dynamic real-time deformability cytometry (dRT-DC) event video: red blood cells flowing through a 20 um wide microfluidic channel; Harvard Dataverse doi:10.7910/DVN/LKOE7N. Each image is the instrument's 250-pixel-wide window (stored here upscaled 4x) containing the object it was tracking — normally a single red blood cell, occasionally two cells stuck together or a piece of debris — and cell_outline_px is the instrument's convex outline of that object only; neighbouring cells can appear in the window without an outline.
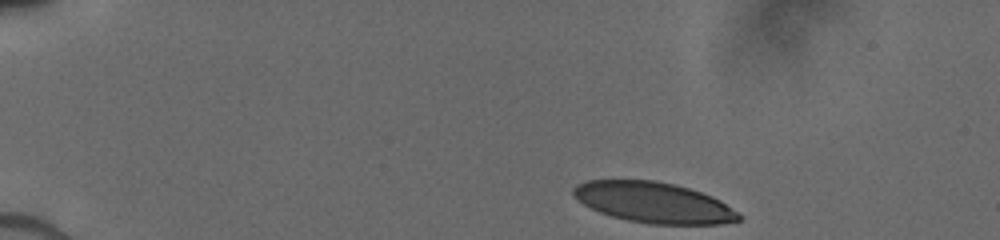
{"species": "human", "species_latin": "Homo sapiens", "temperature_condition": "cold", "stored_images_in_passage": 60, "camera_frame_rate_fps": 3000, "um_per_image_px": 0.085, "donor": {"sex": "male"}, "frame": {"image": 1, "passage_image": 1, "time_ms": 0.0, "image_size_px": [1000, 240], "cell_outline_px": [[744, 216], [740, 220], [720, 224], [648, 224], [628, 220], [612, 216], [600, 212], [584, 204], [572, 192], [572, 188], [576, 184], [588, 180], [656, 180], [676, 184], [712, 196], [720, 200], [740, 212]], "centroid_in_image_um": [55.61, 17.21], "position_along_channel_um": 29.4, "area_um2": 39.25}}
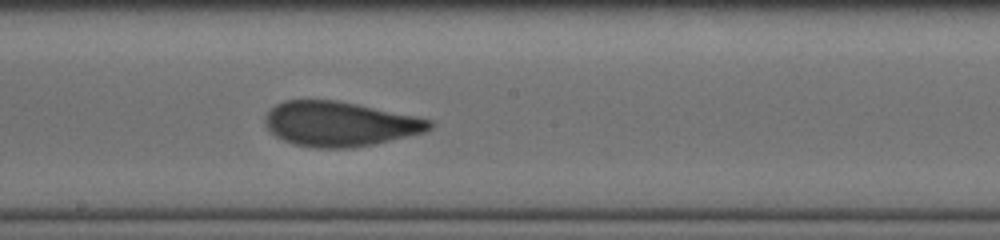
{"frame": {"image": 2, "passage_image": 38, "time_ms": 7.0, "image_size_px": [1000, 240], "cell_outline_px": [[436, 124], [432, 128], [424, 132], [408, 136], [372, 144], [352, 148], [316, 148], [292, 144], [276, 136], [264, 124], [264, 116], [276, 104], [284, 100], [336, 100], [436, 120]], "centroid_in_image_um": [28.89, 10.53], "position_along_channel_um": 219.3, "area_um2": 42.95}}
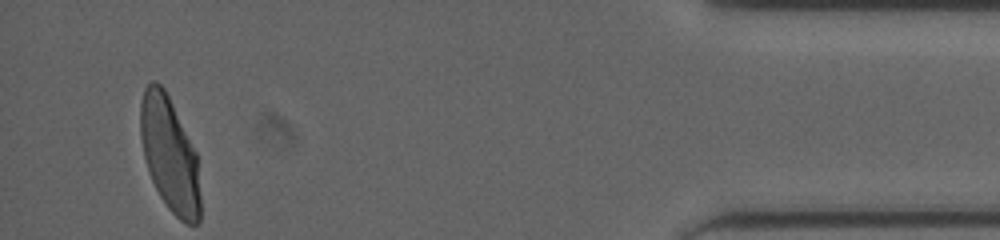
{"frame": {"image": 3, "passage_image": 60, "time_ms": 13.333, "image_size_px": [1000, 240], "cell_outline_px": [[200, 220], [196, 224], [188, 224], [180, 220], [168, 208], [160, 196], [152, 180], [144, 156], [140, 136], [140, 104], [144, 88], [152, 80], [156, 80], [164, 88], [196, 152], [200, 196]], "centroid_in_image_um": [14.41, 13.12], "position_along_channel_um": 420.8, "area_um2": 39.65}}